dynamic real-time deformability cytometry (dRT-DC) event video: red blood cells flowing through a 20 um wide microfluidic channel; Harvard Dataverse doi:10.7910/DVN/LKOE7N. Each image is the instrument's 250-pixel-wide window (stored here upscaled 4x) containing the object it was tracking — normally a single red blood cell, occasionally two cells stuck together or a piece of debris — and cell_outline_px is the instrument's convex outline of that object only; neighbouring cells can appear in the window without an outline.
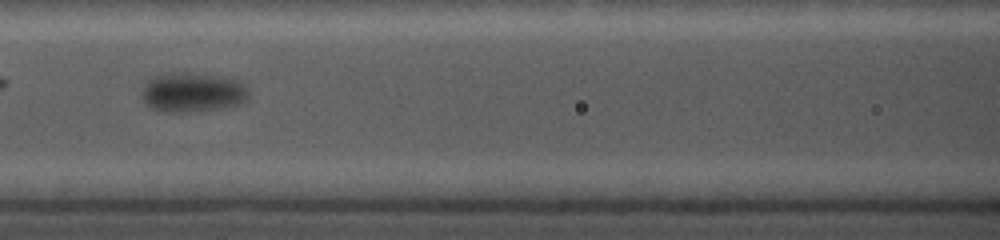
{"species": "common noctule bat (a hibernating species)", "species_latin": "Nyctalus noctula", "temperature_condition": "cold", "stored_images_in_passage": 22, "camera_frame_rate_fps": 5000, "um_per_image_px": 0.085, "animal": {"sex": "female", "body_mass_g": 19.0, "forearm_length_mm": 56.7}, "frame": {"image": 1, "passage_image": 6, "time_ms": 2.2, "image_size_px": [1000, 240], "cell_outline_px": [[248, 100], [240, 104], [216, 108], [180, 112], [168, 112], [152, 108], [144, 104], [144, 84], [152, 76], [180, 72], [188, 72], [236, 76], [244, 84], [248, 92]], "centroid_in_image_um": [16.44, 7.8], "position_along_channel_um": 150.2, "area_um2": 24.85}}
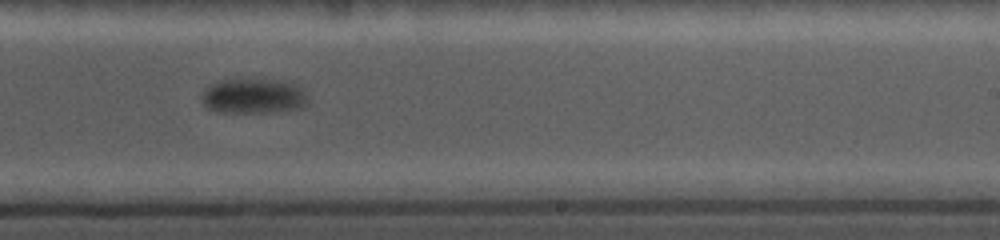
{"frame": {"image": 2, "passage_image": 15, "time_ms": 5.6, "image_size_px": [1000, 240], "cell_outline_px": [[308, 104], [300, 108], [272, 112], [220, 112], [208, 108], [200, 100], [200, 96], [212, 84], [224, 80], [268, 80], [296, 84], [308, 96]], "centroid_in_image_um": [21.56, 8.19], "position_along_channel_um": 267.4, "area_um2": 21.27}}
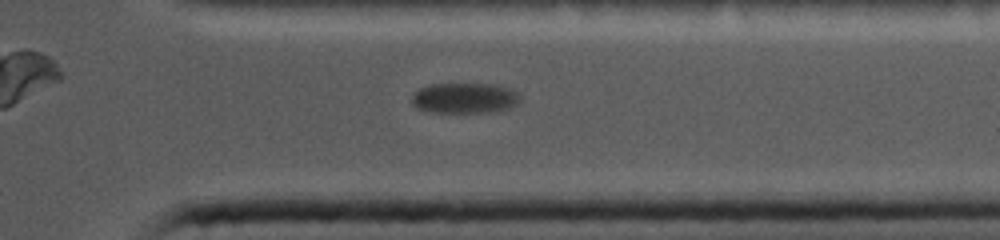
{"frame": {"image": 3, "passage_image": 20, "time_ms": 8.6, "image_size_px": [1000, 240], "cell_outline_px": [[520, 100], [512, 108], [496, 112], [432, 112], [420, 108], [412, 104], [412, 96], [420, 88], [432, 84], [496, 84], [520, 92]], "centroid_in_image_um": [39.57, 8.34], "position_along_channel_um": 371.8, "area_um2": 19.31}}